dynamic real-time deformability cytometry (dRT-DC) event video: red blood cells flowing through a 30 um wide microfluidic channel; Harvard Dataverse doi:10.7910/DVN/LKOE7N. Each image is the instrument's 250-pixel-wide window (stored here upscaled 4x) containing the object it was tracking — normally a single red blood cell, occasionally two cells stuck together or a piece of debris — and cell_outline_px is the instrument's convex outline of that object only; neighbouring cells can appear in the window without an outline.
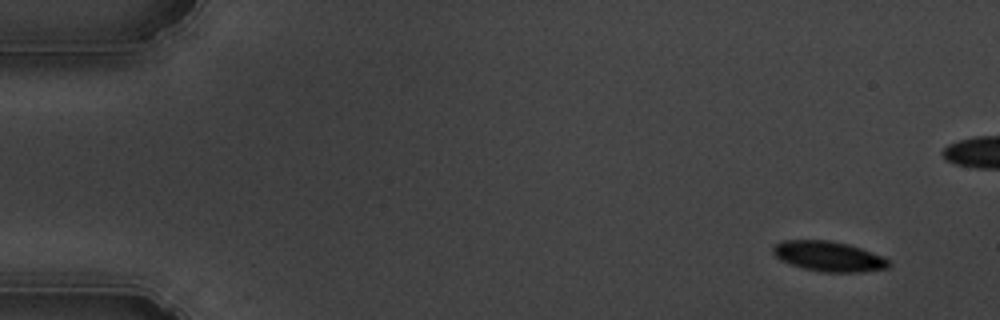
{"species": "common noctule bat (a hibernating species)", "species_latin": "Nyctalus noctula", "temperature_condition": "cold", "stored_images_in_passage": 2, "camera_frame_rate_fps": 3000, "um_per_image_px": 0.085, "animal": {"sex": "male", "body_mass_g": 19.5, "forearm_length_mm": 54.6}, "frame": {"image": 1, "passage_image": 1, "time_ms": 0.0, "image_size_px": [1000, 320], "cell_outline_px": [[892, 264], [888, 268], [864, 272], [824, 272], [804, 268], [780, 260], [772, 252], [772, 248], [776, 244], [784, 240], [832, 240], [848, 244], [860, 248], [880, 256], [888, 260]], "centroid_in_image_um": [70.44, 21.79], "position_along_channel_um": 14.6, "area_um2": 20.17}}